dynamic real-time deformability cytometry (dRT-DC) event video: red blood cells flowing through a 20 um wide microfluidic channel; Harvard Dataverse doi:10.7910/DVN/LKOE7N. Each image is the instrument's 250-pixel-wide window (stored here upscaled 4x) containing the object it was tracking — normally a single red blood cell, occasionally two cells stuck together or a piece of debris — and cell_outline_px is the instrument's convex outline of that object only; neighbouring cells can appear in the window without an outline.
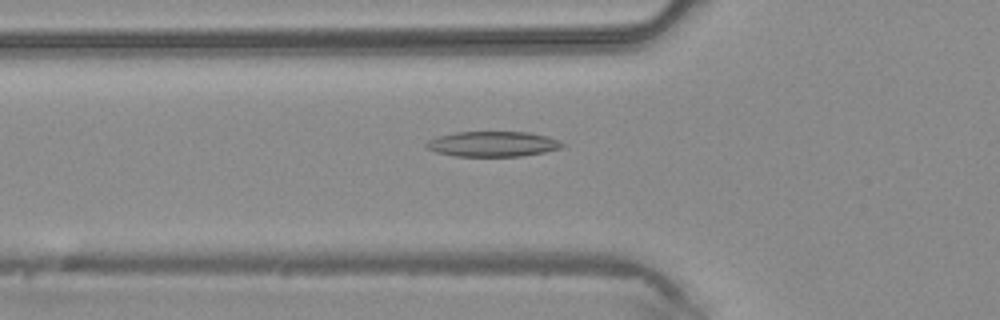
{"species": "common noctule bat (a hibernating species)", "species_latin": "Nyctalus noctula", "temperature_condition": "warm", "stored_images_in_passage": 34, "camera_frame_rate_fps": 3000, "um_per_image_px": 0.085, "animal": {"sex": "male", "body_mass_g": 20.4}, "frame": {"image": 1, "passage_image": 6, "time_ms": 1.667, "image_size_px": [1000, 320], "cell_outline_px": [[564, 144], [560, 148], [544, 152], [520, 156], [452, 156], [436, 152], [428, 148], [424, 144], [428, 140], [440, 136], [456, 132], [528, 132], [544, 136], [556, 140]], "centroid_in_image_um": [41.83, 12.24], "position_along_channel_um": 84.0, "area_um2": 19.71}}
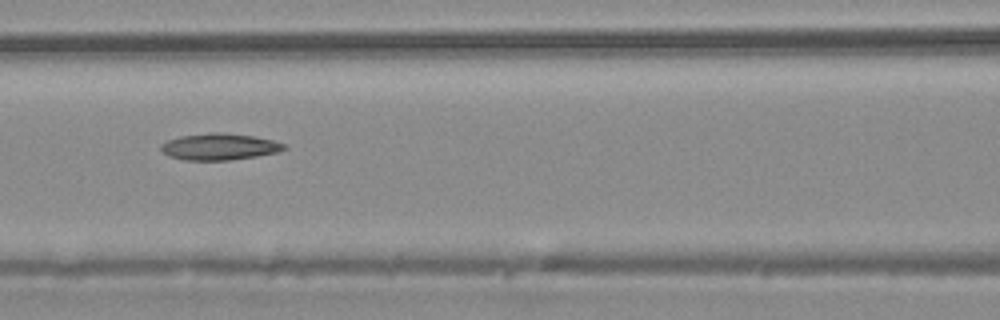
{"frame": {"image": 2, "passage_image": 10, "time_ms": 3.0, "image_size_px": [1000, 320], "cell_outline_px": [[288, 148], [276, 152], [256, 156], [228, 160], [184, 160], [168, 156], [160, 148], [160, 144], [168, 140], [180, 136], [212, 132], [216, 132], [252, 136], [272, 140], [284, 144]], "centroid_in_image_um": [18.61, 12.47], "position_along_channel_um": 148.0, "area_um2": 18.84}}
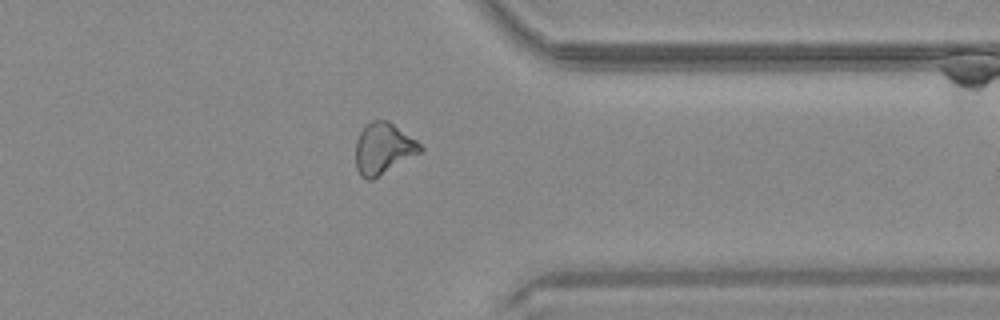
{"frame": {"image": 3, "passage_image": 25, "time_ms": 8.0, "image_size_px": [1000, 320], "cell_outline_px": [[424, 148], [420, 152], [372, 180], [364, 180], [360, 176], [356, 168], [356, 140], [360, 132], [372, 120], [388, 120], [416, 140]], "centroid_in_image_um": [32.55, 12.64], "position_along_channel_um": 378.8, "area_um2": 19.07}}